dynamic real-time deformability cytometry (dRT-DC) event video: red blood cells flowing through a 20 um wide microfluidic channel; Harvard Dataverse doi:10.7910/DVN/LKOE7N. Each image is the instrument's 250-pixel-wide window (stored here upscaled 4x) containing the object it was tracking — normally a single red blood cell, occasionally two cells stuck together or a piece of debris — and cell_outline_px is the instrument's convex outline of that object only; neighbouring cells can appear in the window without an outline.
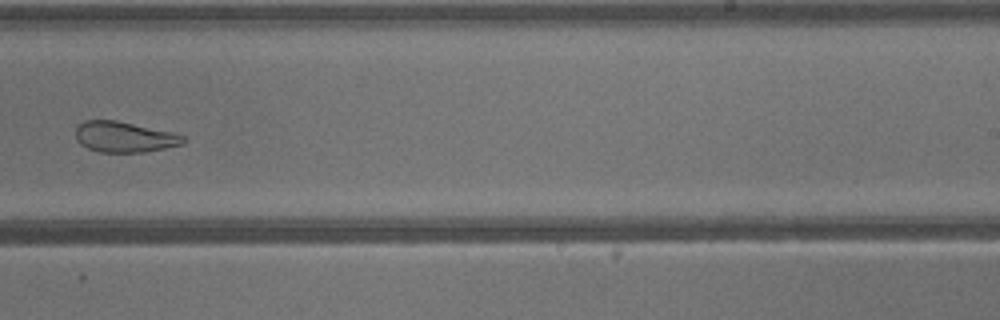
{"species": "common noctule bat (a hibernating species)", "species_latin": "Nyctalus noctula", "temperature_condition": "warm", "stored_images_in_passage": 28, "camera_frame_rate_fps": 3000, "um_per_image_px": 0.085, "animal": {"sex": "male", "body_mass_g": 13.3}, "frame": {"image": 1, "passage_image": 13, "time_ms": 4.0, "image_size_px": [1000, 320], "cell_outline_px": [[188, 140], [180, 144], [164, 148], [144, 152], [100, 152], [88, 148], [80, 144], [76, 140], [76, 124], [84, 120], [116, 120], [172, 132], [184, 136]], "centroid_in_image_um": [10.53, 11.63], "position_along_channel_um": 278.5, "area_um2": 19.25}}